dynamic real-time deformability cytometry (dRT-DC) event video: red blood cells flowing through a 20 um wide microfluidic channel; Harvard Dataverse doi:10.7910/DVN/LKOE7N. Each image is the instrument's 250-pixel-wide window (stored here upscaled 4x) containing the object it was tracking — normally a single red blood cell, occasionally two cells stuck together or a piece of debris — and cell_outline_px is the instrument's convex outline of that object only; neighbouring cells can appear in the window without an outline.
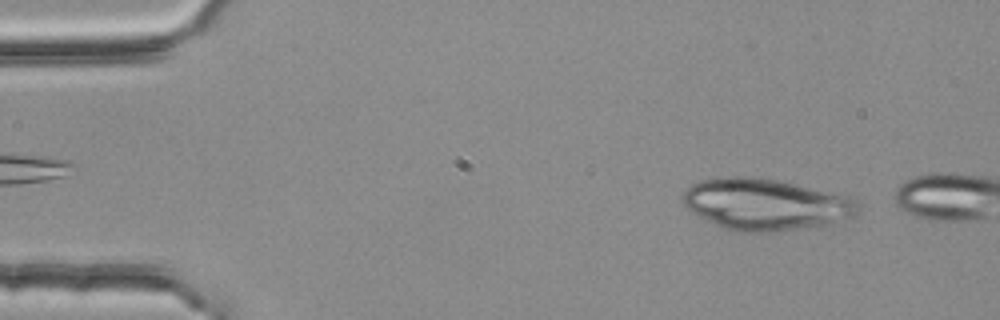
{"species": "common noctule bat (a hibernating species)", "species_latin": "Nyctalus noctula", "temperature_condition": "room temperature", "stored_images_in_passage": 6, "camera_frame_rate_fps": 3000, "um_per_image_px": 0.085, "animal": {"sex": "female", "body_mass_g": 25.1}, "frame": {"image": 1, "passage_image": 4, "time_ms": 1.0, "image_size_px": [1000, 320], "cell_outline_px": [[860, 208], [852, 216], [820, 228], [772, 232], [736, 232], [724, 228], [692, 212], [684, 204], [684, 192], [692, 184], [700, 180], [720, 176], [752, 176], [776, 180], [852, 196], [860, 200]], "centroid_in_image_um": [65.15, 17.38], "position_along_channel_um": 19.9, "area_um2": 53.18}}